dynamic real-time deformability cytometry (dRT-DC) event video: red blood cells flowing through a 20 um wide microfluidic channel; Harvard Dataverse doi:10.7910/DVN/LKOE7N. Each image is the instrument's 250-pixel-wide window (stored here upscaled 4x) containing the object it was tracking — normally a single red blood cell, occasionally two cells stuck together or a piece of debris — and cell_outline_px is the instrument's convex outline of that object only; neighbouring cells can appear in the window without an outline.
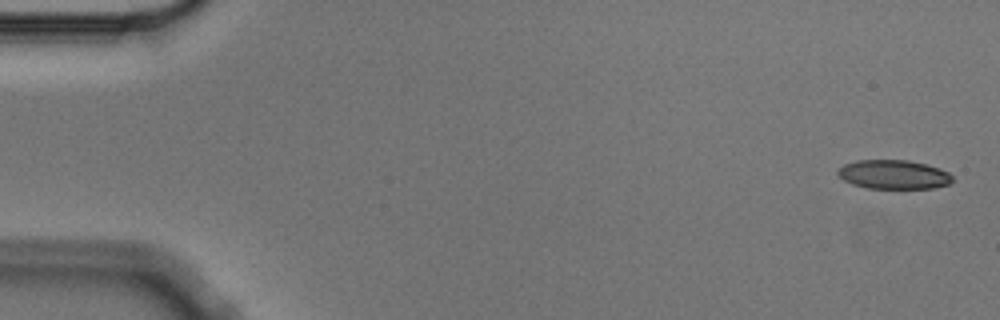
{"species": "Egyptian fruit bat (a non-hibernating species)", "species_latin": "Rousettus aegyptiacus", "temperature_condition": "cold", "stored_images_in_passage": 4, "camera_frame_rate_fps": 3000, "um_per_image_px": 0.085, "animal": {"sex": "male"}, "frame": {"image": 1, "passage_image": 1, "time_ms": 0.0, "image_size_px": [1000, 320], "cell_outline_px": [[952, 180], [948, 184], [932, 188], [868, 188], [852, 184], [844, 180], [836, 172], [844, 164], [856, 160], [908, 160], [928, 164], [948, 172], [952, 176]], "centroid_in_image_um": [75.95, 14.82], "position_along_channel_um": 9.0, "area_um2": 19.31}}
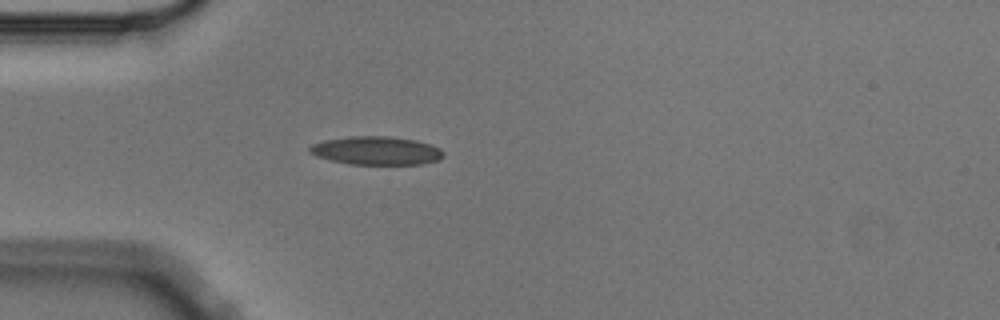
{"frame": {"image": 2, "passage_image": 4, "time_ms": 1.0, "image_size_px": [1000, 320], "cell_outline_px": [[444, 156], [440, 160], [424, 164], [348, 164], [316, 156], [308, 152], [308, 148], [312, 144], [324, 140], [348, 136], [388, 136], [416, 140], [432, 144], [440, 148], [444, 152]], "centroid_in_image_um": [32.02, 12.8], "position_along_channel_um": 53.0, "area_um2": 22.37}}